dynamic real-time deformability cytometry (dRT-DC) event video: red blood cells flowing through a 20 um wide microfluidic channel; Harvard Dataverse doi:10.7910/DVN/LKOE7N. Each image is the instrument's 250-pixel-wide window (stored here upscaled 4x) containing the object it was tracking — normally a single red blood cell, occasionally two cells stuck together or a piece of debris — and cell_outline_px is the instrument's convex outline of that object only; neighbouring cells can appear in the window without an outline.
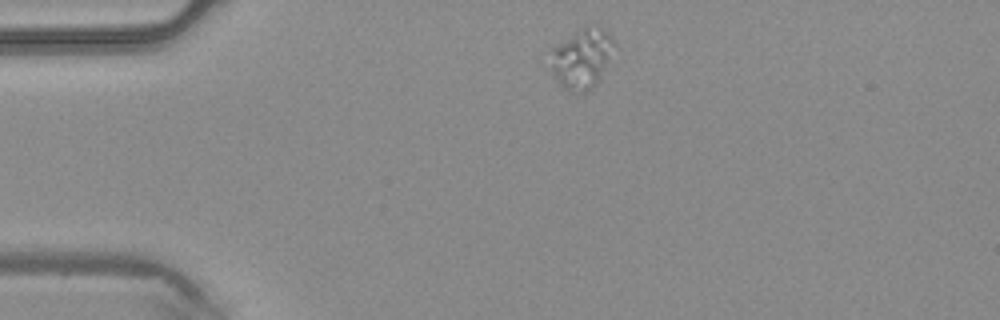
{"species": "common noctule bat (a hibernating species)", "species_latin": "Nyctalus noctula", "temperature_condition": "warm", "stored_images_in_passage": 3, "camera_frame_rate_fps": 3000, "um_per_image_px": 0.085, "animal": {"sex": "male", "body_mass_g": 20.4}, "frame": {"image": 1, "passage_image": 1, "time_ms": 0.0, "image_size_px": [1000, 320], "cell_outline_px": [[616, 44], [596, 80], [584, 92], [572, 92], [564, 88], [552, 72], [552, 48], [580, 28], [588, 24], [600, 24], [616, 40]], "centroid_in_image_um": [49.48, 4.86], "position_along_channel_um": 35.5, "area_um2": 21.56}}